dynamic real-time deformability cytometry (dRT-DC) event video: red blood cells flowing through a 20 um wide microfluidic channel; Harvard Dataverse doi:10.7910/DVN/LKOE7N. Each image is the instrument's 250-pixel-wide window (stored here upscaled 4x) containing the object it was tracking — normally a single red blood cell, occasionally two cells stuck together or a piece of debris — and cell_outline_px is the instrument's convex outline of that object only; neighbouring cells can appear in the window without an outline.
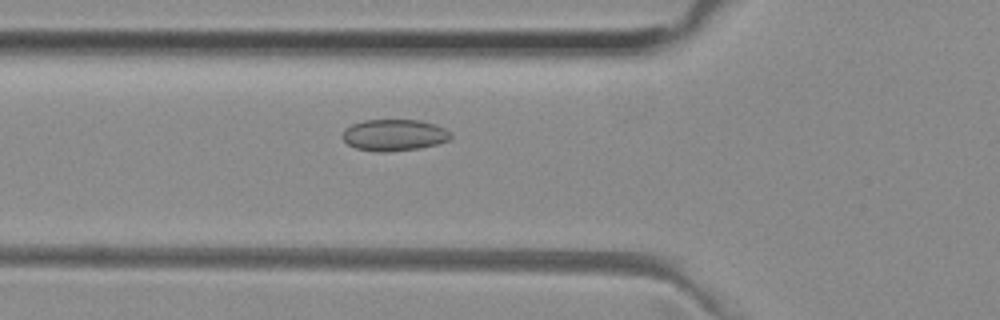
{"species": "common noctule bat (a hibernating species)", "species_latin": "Nyctalus noctula", "temperature_condition": "room temperature", "stored_images_in_passage": 49, "camera_frame_rate_fps": 3000, "um_per_image_px": 0.085, "animal": {"sex": "female", "body_mass_g": 29.2, "forearm_length_mm": 56.3}, "frame": {"image": 1, "passage_image": 16, "time_ms": 5.0, "image_size_px": [1000, 320], "cell_outline_px": [[452, 136], [448, 140], [436, 144], [416, 148], [388, 152], [380, 152], [356, 148], [348, 144], [340, 136], [344, 128], [352, 124], [364, 120], [420, 120], [436, 124], [452, 132]], "centroid_in_image_um": [33.48, 11.47], "position_along_channel_um": 92.3, "area_um2": 19.94}}
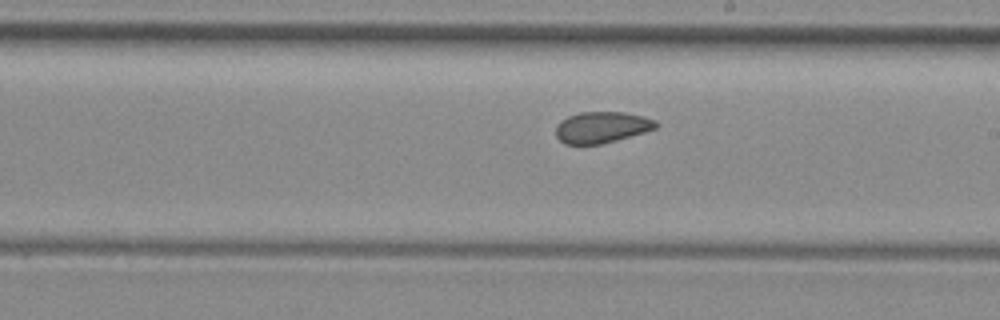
{"frame": {"image": 2, "passage_image": 27, "time_ms": 8.667, "image_size_px": [1000, 320], "cell_outline_px": [[660, 124], [656, 128], [644, 132], [616, 140], [600, 144], [564, 144], [556, 136], [556, 124], [560, 120], [568, 116], [580, 112], [624, 112], [644, 116], [656, 120]], "centroid_in_image_um": [51.15, 10.81], "position_along_channel_um": 237.9, "area_um2": 18.32}}
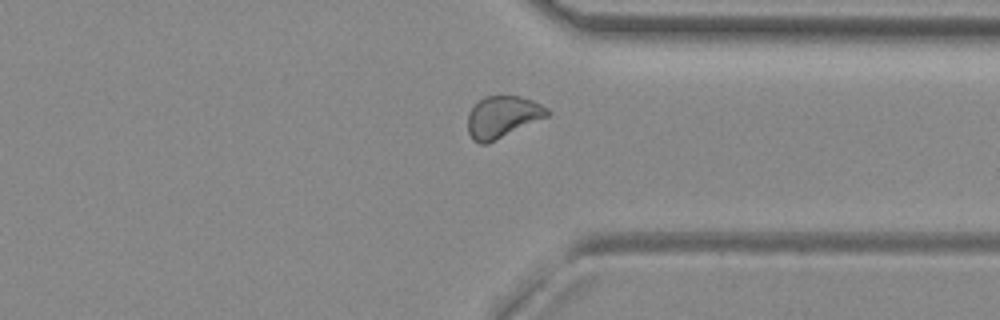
{"frame": {"image": 3, "passage_image": 37, "time_ms": 12.0, "image_size_px": [1000, 320], "cell_outline_px": [[552, 112], [548, 116], [488, 144], [480, 144], [472, 140], [468, 132], [468, 112], [484, 96], [520, 96], [532, 100], [548, 108]], "centroid_in_image_um": [42.72, 9.95], "position_along_channel_um": 368.7, "area_um2": 19.42}, "authors_computed_cell_mechanics": {"area_um2": 19.1896, "velocity_mm_per_s": 3.9669, "shape_relaxation_time_tau1_ms": null, "shape_relaxation_time_tau2_ms": 2.0037, "deformation_change_tau1": null, "deformation_change_tau2": 0.0637}}